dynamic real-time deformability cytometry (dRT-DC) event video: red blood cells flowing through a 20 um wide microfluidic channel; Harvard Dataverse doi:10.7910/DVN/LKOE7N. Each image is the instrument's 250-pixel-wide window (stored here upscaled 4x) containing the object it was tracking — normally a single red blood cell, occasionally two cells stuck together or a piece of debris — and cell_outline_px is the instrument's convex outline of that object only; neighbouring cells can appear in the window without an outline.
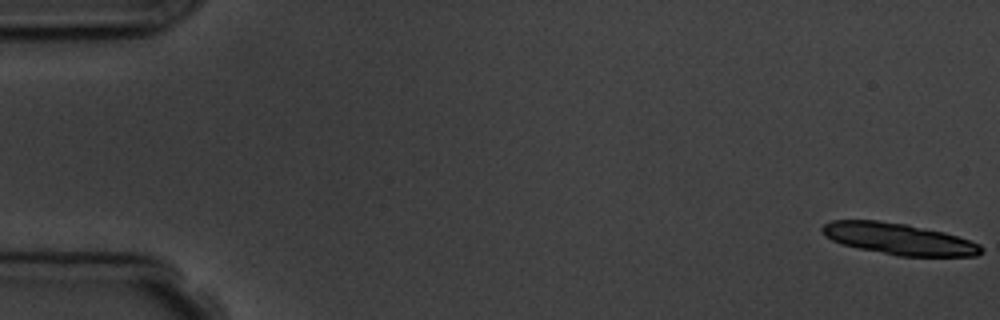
{"species": "common noctule bat (a hibernating species)", "species_latin": "Nyctalus noctula", "temperature_condition": "room temperature", "stored_images_in_passage": 7, "camera_frame_rate_fps": 3000, "um_per_image_px": 0.085, "animal": {"sex": "male", "body_mass_g": 19.5, "forearm_length_mm": 54.6}, "frame": {"image": 1, "passage_image": 1, "time_ms": 0.0, "image_size_px": [1000, 320], "cell_outline_px": [[984, 252], [976, 256], [896, 256], [840, 244], [824, 236], [820, 228], [824, 224], [832, 220], [880, 220], [908, 224], [944, 232], [980, 244], [984, 248]], "centroid_in_image_um": [76.38, 20.3], "position_along_channel_um": 8.6, "area_um2": 29.36}}
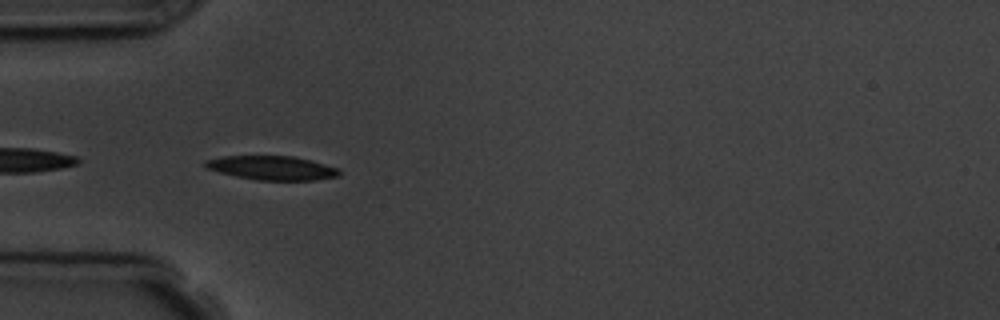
{"frame": {"image": 2, "passage_image": 6, "time_ms": 5.667, "image_size_px": [1000, 320], "cell_outline_px": [[340, 176], [316, 180], [256, 180], [236, 176], [220, 172], [208, 168], [204, 164], [204, 160], [220, 156], [296, 156], [324, 164], [336, 168], [340, 172]], "centroid_in_image_um": [23.11, 14.27], "position_along_channel_um": 61.9, "area_um2": 18.67}}